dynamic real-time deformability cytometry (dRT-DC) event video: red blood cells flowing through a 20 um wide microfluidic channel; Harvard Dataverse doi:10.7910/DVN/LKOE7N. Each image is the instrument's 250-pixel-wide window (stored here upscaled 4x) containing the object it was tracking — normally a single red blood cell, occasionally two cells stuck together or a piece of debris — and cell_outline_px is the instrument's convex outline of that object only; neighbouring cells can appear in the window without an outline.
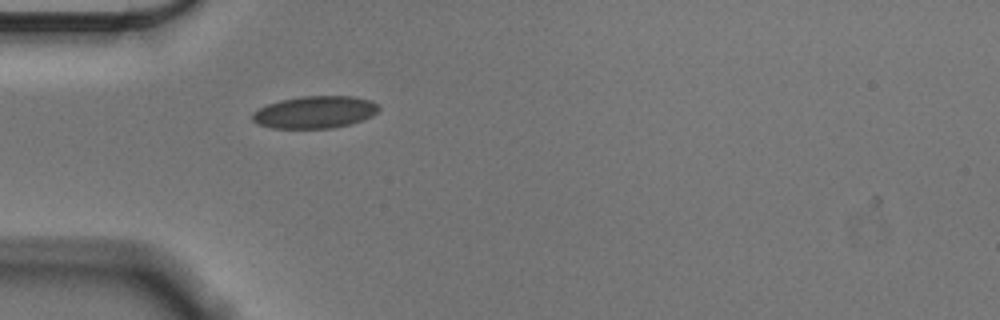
{"species": "Egyptian fruit bat (a non-hibernating species)", "species_latin": "Rousettus aegyptiacus", "temperature_condition": "cold", "stored_images_in_passage": 2, "camera_frame_rate_fps": 3000, "um_per_image_px": 0.085, "animal": {"sex": "male"}, "frame": {"image": 1, "passage_image": 1, "time_ms": 0.0, "image_size_px": [1000, 320], "cell_outline_px": [[380, 108], [372, 116], [364, 120], [352, 124], [332, 128], [272, 128], [260, 124], [252, 120], [252, 112], [268, 104], [280, 100], [300, 96], [352, 96], [372, 100], [380, 104]], "centroid_in_image_um": [26.82, 9.53], "position_along_channel_um": 58.2, "area_um2": 23.93}}